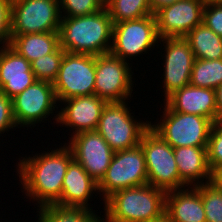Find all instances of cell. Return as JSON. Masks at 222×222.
<instances>
[{
  "instance_id": "6da1fadb",
  "label": "cell",
  "mask_w": 222,
  "mask_h": 222,
  "mask_svg": "<svg viewBox=\"0 0 222 222\" xmlns=\"http://www.w3.org/2000/svg\"><path fill=\"white\" fill-rule=\"evenodd\" d=\"M64 145L43 153L18 158L16 173L24 198L38 208L54 205L62 195V185L69 164L74 160L70 148ZM22 158V159H21ZM25 191V192H24ZM34 201V202H33Z\"/></svg>"
},
{
  "instance_id": "7a4b0ae2",
  "label": "cell",
  "mask_w": 222,
  "mask_h": 222,
  "mask_svg": "<svg viewBox=\"0 0 222 222\" xmlns=\"http://www.w3.org/2000/svg\"><path fill=\"white\" fill-rule=\"evenodd\" d=\"M112 19L105 6L89 15L61 17L60 47L65 52L104 55L112 45Z\"/></svg>"
},
{
  "instance_id": "3957f363",
  "label": "cell",
  "mask_w": 222,
  "mask_h": 222,
  "mask_svg": "<svg viewBox=\"0 0 222 222\" xmlns=\"http://www.w3.org/2000/svg\"><path fill=\"white\" fill-rule=\"evenodd\" d=\"M103 204L104 222H152L165 215L166 192L145 184L116 191Z\"/></svg>"
},
{
  "instance_id": "277c9868",
  "label": "cell",
  "mask_w": 222,
  "mask_h": 222,
  "mask_svg": "<svg viewBox=\"0 0 222 222\" xmlns=\"http://www.w3.org/2000/svg\"><path fill=\"white\" fill-rule=\"evenodd\" d=\"M128 102L107 103L96 128L114 152L137 147L142 135L150 128V121L135 118Z\"/></svg>"
},
{
  "instance_id": "5b68a950",
  "label": "cell",
  "mask_w": 222,
  "mask_h": 222,
  "mask_svg": "<svg viewBox=\"0 0 222 222\" xmlns=\"http://www.w3.org/2000/svg\"><path fill=\"white\" fill-rule=\"evenodd\" d=\"M157 122L150 128L173 148L182 146L207 147L213 122L196 114L173 111L165 102ZM162 117V118H161Z\"/></svg>"
},
{
  "instance_id": "8992f818",
  "label": "cell",
  "mask_w": 222,
  "mask_h": 222,
  "mask_svg": "<svg viewBox=\"0 0 222 222\" xmlns=\"http://www.w3.org/2000/svg\"><path fill=\"white\" fill-rule=\"evenodd\" d=\"M148 184L165 192L188 187L178 173L173 147L149 128L141 137Z\"/></svg>"
},
{
  "instance_id": "52a82bcc",
  "label": "cell",
  "mask_w": 222,
  "mask_h": 222,
  "mask_svg": "<svg viewBox=\"0 0 222 222\" xmlns=\"http://www.w3.org/2000/svg\"><path fill=\"white\" fill-rule=\"evenodd\" d=\"M155 14L113 24L110 54L129 62L160 48ZM156 45V46H155ZM153 48V49H152ZM132 57V58H131Z\"/></svg>"
},
{
  "instance_id": "ba28073f",
  "label": "cell",
  "mask_w": 222,
  "mask_h": 222,
  "mask_svg": "<svg viewBox=\"0 0 222 222\" xmlns=\"http://www.w3.org/2000/svg\"><path fill=\"white\" fill-rule=\"evenodd\" d=\"M148 184L145 155L140 145L114 152L104 177L98 183L103 202L119 190ZM100 192V193H99ZM102 193V194H101Z\"/></svg>"
},
{
  "instance_id": "9c48e42d",
  "label": "cell",
  "mask_w": 222,
  "mask_h": 222,
  "mask_svg": "<svg viewBox=\"0 0 222 222\" xmlns=\"http://www.w3.org/2000/svg\"><path fill=\"white\" fill-rule=\"evenodd\" d=\"M59 104L53 83L47 81H35L23 92L12 98L13 117L17 128H34L35 124L48 121L50 115L55 123L58 118ZM57 108V109H56ZM57 112H54L56 111ZM53 113V114H52ZM56 115V116H55Z\"/></svg>"
},
{
  "instance_id": "30bf717a",
  "label": "cell",
  "mask_w": 222,
  "mask_h": 222,
  "mask_svg": "<svg viewBox=\"0 0 222 222\" xmlns=\"http://www.w3.org/2000/svg\"><path fill=\"white\" fill-rule=\"evenodd\" d=\"M95 73L94 55L65 52L53 82L58 102L94 95Z\"/></svg>"
},
{
  "instance_id": "8fae6325",
  "label": "cell",
  "mask_w": 222,
  "mask_h": 222,
  "mask_svg": "<svg viewBox=\"0 0 222 222\" xmlns=\"http://www.w3.org/2000/svg\"><path fill=\"white\" fill-rule=\"evenodd\" d=\"M95 69L94 95L107 103L130 100L135 82L131 63L108 53L95 56Z\"/></svg>"
},
{
  "instance_id": "7c38bea8",
  "label": "cell",
  "mask_w": 222,
  "mask_h": 222,
  "mask_svg": "<svg viewBox=\"0 0 222 222\" xmlns=\"http://www.w3.org/2000/svg\"><path fill=\"white\" fill-rule=\"evenodd\" d=\"M59 0H18L12 3L11 36L58 32Z\"/></svg>"
},
{
  "instance_id": "4fadbf2b",
  "label": "cell",
  "mask_w": 222,
  "mask_h": 222,
  "mask_svg": "<svg viewBox=\"0 0 222 222\" xmlns=\"http://www.w3.org/2000/svg\"><path fill=\"white\" fill-rule=\"evenodd\" d=\"M163 44L160 50H164L161 55L163 71L160 79L162 81V87L164 95V101L172 95L175 91L189 85L195 56L191 50L190 44L183 37H166L160 38L159 42ZM165 57V58H164Z\"/></svg>"
},
{
  "instance_id": "5bb4252c",
  "label": "cell",
  "mask_w": 222,
  "mask_h": 222,
  "mask_svg": "<svg viewBox=\"0 0 222 222\" xmlns=\"http://www.w3.org/2000/svg\"><path fill=\"white\" fill-rule=\"evenodd\" d=\"M68 139L65 144L72 151L73 159L99 183L111 163L114 151L96 130L81 132Z\"/></svg>"
},
{
  "instance_id": "9a60e30c",
  "label": "cell",
  "mask_w": 222,
  "mask_h": 222,
  "mask_svg": "<svg viewBox=\"0 0 222 222\" xmlns=\"http://www.w3.org/2000/svg\"><path fill=\"white\" fill-rule=\"evenodd\" d=\"M204 0H178L155 13L160 38L185 37L202 23Z\"/></svg>"
},
{
  "instance_id": "2e32d148",
  "label": "cell",
  "mask_w": 222,
  "mask_h": 222,
  "mask_svg": "<svg viewBox=\"0 0 222 222\" xmlns=\"http://www.w3.org/2000/svg\"><path fill=\"white\" fill-rule=\"evenodd\" d=\"M59 103L61 110L58 111L56 124L69 128L67 130L72 131L69 135L71 137L81 132L96 130L102 110L107 104L97 95L73 97Z\"/></svg>"
},
{
  "instance_id": "e0dca14e",
  "label": "cell",
  "mask_w": 222,
  "mask_h": 222,
  "mask_svg": "<svg viewBox=\"0 0 222 222\" xmlns=\"http://www.w3.org/2000/svg\"><path fill=\"white\" fill-rule=\"evenodd\" d=\"M36 80L31 63L10 45L0 47V91L15 97Z\"/></svg>"
},
{
  "instance_id": "ac0fdd59",
  "label": "cell",
  "mask_w": 222,
  "mask_h": 222,
  "mask_svg": "<svg viewBox=\"0 0 222 222\" xmlns=\"http://www.w3.org/2000/svg\"><path fill=\"white\" fill-rule=\"evenodd\" d=\"M165 102L173 111L196 114L217 121L215 89L186 85L170 95Z\"/></svg>"
},
{
  "instance_id": "d6986e66",
  "label": "cell",
  "mask_w": 222,
  "mask_h": 222,
  "mask_svg": "<svg viewBox=\"0 0 222 222\" xmlns=\"http://www.w3.org/2000/svg\"><path fill=\"white\" fill-rule=\"evenodd\" d=\"M96 191L98 195V183L78 162L73 160L65 173L61 198L54 205L93 210L89 199H92Z\"/></svg>"
},
{
  "instance_id": "ffe728a7",
  "label": "cell",
  "mask_w": 222,
  "mask_h": 222,
  "mask_svg": "<svg viewBox=\"0 0 222 222\" xmlns=\"http://www.w3.org/2000/svg\"><path fill=\"white\" fill-rule=\"evenodd\" d=\"M165 215L171 222H206L200 192L194 186L166 192Z\"/></svg>"
},
{
  "instance_id": "44dd1931",
  "label": "cell",
  "mask_w": 222,
  "mask_h": 222,
  "mask_svg": "<svg viewBox=\"0 0 222 222\" xmlns=\"http://www.w3.org/2000/svg\"><path fill=\"white\" fill-rule=\"evenodd\" d=\"M173 151L180 179L187 186L210 182L211 169L208 164L207 147L182 146L173 148Z\"/></svg>"
},
{
  "instance_id": "7402d4cb",
  "label": "cell",
  "mask_w": 222,
  "mask_h": 222,
  "mask_svg": "<svg viewBox=\"0 0 222 222\" xmlns=\"http://www.w3.org/2000/svg\"><path fill=\"white\" fill-rule=\"evenodd\" d=\"M10 46L30 63L60 47L59 33L46 32L12 36Z\"/></svg>"
},
{
  "instance_id": "603a6c76",
  "label": "cell",
  "mask_w": 222,
  "mask_h": 222,
  "mask_svg": "<svg viewBox=\"0 0 222 222\" xmlns=\"http://www.w3.org/2000/svg\"><path fill=\"white\" fill-rule=\"evenodd\" d=\"M195 59H222V37L203 23L197 25L185 37Z\"/></svg>"
},
{
  "instance_id": "cb8c5ba5",
  "label": "cell",
  "mask_w": 222,
  "mask_h": 222,
  "mask_svg": "<svg viewBox=\"0 0 222 222\" xmlns=\"http://www.w3.org/2000/svg\"><path fill=\"white\" fill-rule=\"evenodd\" d=\"M36 210V222H104L103 215L99 216L95 213L97 211L83 207L46 205Z\"/></svg>"
},
{
  "instance_id": "d4e9b609",
  "label": "cell",
  "mask_w": 222,
  "mask_h": 222,
  "mask_svg": "<svg viewBox=\"0 0 222 222\" xmlns=\"http://www.w3.org/2000/svg\"><path fill=\"white\" fill-rule=\"evenodd\" d=\"M104 6L113 24L153 14L149 0H105Z\"/></svg>"
},
{
  "instance_id": "484cf974",
  "label": "cell",
  "mask_w": 222,
  "mask_h": 222,
  "mask_svg": "<svg viewBox=\"0 0 222 222\" xmlns=\"http://www.w3.org/2000/svg\"><path fill=\"white\" fill-rule=\"evenodd\" d=\"M222 83V59H195L190 85L216 89Z\"/></svg>"
},
{
  "instance_id": "4316f807",
  "label": "cell",
  "mask_w": 222,
  "mask_h": 222,
  "mask_svg": "<svg viewBox=\"0 0 222 222\" xmlns=\"http://www.w3.org/2000/svg\"><path fill=\"white\" fill-rule=\"evenodd\" d=\"M64 54L65 51L59 47L55 52L32 61L31 69L35 74L36 80L53 83L57 78Z\"/></svg>"
},
{
  "instance_id": "83f0119b",
  "label": "cell",
  "mask_w": 222,
  "mask_h": 222,
  "mask_svg": "<svg viewBox=\"0 0 222 222\" xmlns=\"http://www.w3.org/2000/svg\"><path fill=\"white\" fill-rule=\"evenodd\" d=\"M194 187L201 194L206 222H222V191L210 182Z\"/></svg>"
},
{
  "instance_id": "f1b7e54d",
  "label": "cell",
  "mask_w": 222,
  "mask_h": 222,
  "mask_svg": "<svg viewBox=\"0 0 222 222\" xmlns=\"http://www.w3.org/2000/svg\"><path fill=\"white\" fill-rule=\"evenodd\" d=\"M105 0H59L61 17L93 14L104 7Z\"/></svg>"
},
{
  "instance_id": "f546056e",
  "label": "cell",
  "mask_w": 222,
  "mask_h": 222,
  "mask_svg": "<svg viewBox=\"0 0 222 222\" xmlns=\"http://www.w3.org/2000/svg\"><path fill=\"white\" fill-rule=\"evenodd\" d=\"M208 164L211 171L222 166V120L213 123L207 146Z\"/></svg>"
},
{
  "instance_id": "4dcf8cb0",
  "label": "cell",
  "mask_w": 222,
  "mask_h": 222,
  "mask_svg": "<svg viewBox=\"0 0 222 222\" xmlns=\"http://www.w3.org/2000/svg\"><path fill=\"white\" fill-rule=\"evenodd\" d=\"M202 23L222 37V3L205 2Z\"/></svg>"
},
{
  "instance_id": "1f68e13d",
  "label": "cell",
  "mask_w": 222,
  "mask_h": 222,
  "mask_svg": "<svg viewBox=\"0 0 222 222\" xmlns=\"http://www.w3.org/2000/svg\"><path fill=\"white\" fill-rule=\"evenodd\" d=\"M11 16L12 3L9 0H0V47L11 43Z\"/></svg>"
},
{
  "instance_id": "d6a6232c",
  "label": "cell",
  "mask_w": 222,
  "mask_h": 222,
  "mask_svg": "<svg viewBox=\"0 0 222 222\" xmlns=\"http://www.w3.org/2000/svg\"><path fill=\"white\" fill-rule=\"evenodd\" d=\"M17 125L13 117L12 98L0 91V137L11 129H16Z\"/></svg>"
},
{
  "instance_id": "836d02e7",
  "label": "cell",
  "mask_w": 222,
  "mask_h": 222,
  "mask_svg": "<svg viewBox=\"0 0 222 222\" xmlns=\"http://www.w3.org/2000/svg\"><path fill=\"white\" fill-rule=\"evenodd\" d=\"M210 183L222 191V166L216 167L211 171Z\"/></svg>"
},
{
  "instance_id": "e575fe53",
  "label": "cell",
  "mask_w": 222,
  "mask_h": 222,
  "mask_svg": "<svg viewBox=\"0 0 222 222\" xmlns=\"http://www.w3.org/2000/svg\"><path fill=\"white\" fill-rule=\"evenodd\" d=\"M150 6L153 14H155L159 9L167 5H171L178 0H149Z\"/></svg>"
},
{
  "instance_id": "d590c367",
  "label": "cell",
  "mask_w": 222,
  "mask_h": 222,
  "mask_svg": "<svg viewBox=\"0 0 222 222\" xmlns=\"http://www.w3.org/2000/svg\"><path fill=\"white\" fill-rule=\"evenodd\" d=\"M217 105V121L222 120V83L215 89Z\"/></svg>"
},
{
  "instance_id": "8d00e7d4",
  "label": "cell",
  "mask_w": 222,
  "mask_h": 222,
  "mask_svg": "<svg viewBox=\"0 0 222 222\" xmlns=\"http://www.w3.org/2000/svg\"><path fill=\"white\" fill-rule=\"evenodd\" d=\"M152 222H171V220L166 215H164L162 218Z\"/></svg>"
},
{
  "instance_id": "74e56055",
  "label": "cell",
  "mask_w": 222,
  "mask_h": 222,
  "mask_svg": "<svg viewBox=\"0 0 222 222\" xmlns=\"http://www.w3.org/2000/svg\"><path fill=\"white\" fill-rule=\"evenodd\" d=\"M207 3H222V0H204Z\"/></svg>"
},
{
  "instance_id": "f35d334b",
  "label": "cell",
  "mask_w": 222,
  "mask_h": 222,
  "mask_svg": "<svg viewBox=\"0 0 222 222\" xmlns=\"http://www.w3.org/2000/svg\"><path fill=\"white\" fill-rule=\"evenodd\" d=\"M11 3H14V2H16V1H18V0H9Z\"/></svg>"
}]
</instances>
